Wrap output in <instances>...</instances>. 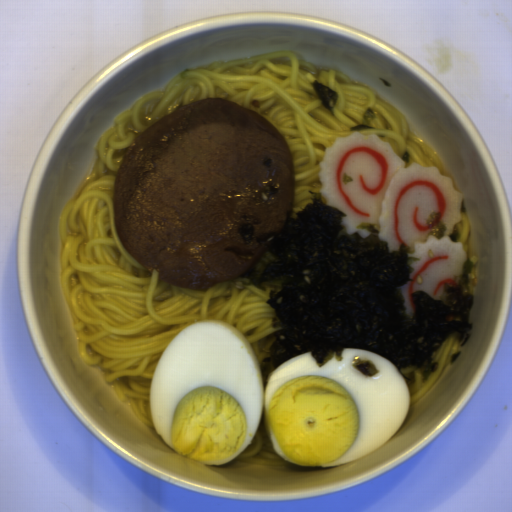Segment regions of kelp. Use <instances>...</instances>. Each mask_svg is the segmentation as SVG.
Listing matches in <instances>:
<instances>
[{"label": "kelp", "instance_id": "99668d17", "mask_svg": "<svg viewBox=\"0 0 512 512\" xmlns=\"http://www.w3.org/2000/svg\"><path fill=\"white\" fill-rule=\"evenodd\" d=\"M311 202L296 218H287L268 242L267 251L246 272L259 290L263 283L280 281L267 303L275 309L270 362L276 369L287 360L310 352L320 368L332 358L340 361L343 348H360L389 359L401 368L417 367L425 384L439 362L433 353L452 333L463 336L462 346L474 326L470 323L475 293L468 274L473 263L466 253L455 284L443 283L434 299L426 290L413 291L415 308L407 316L400 287L413 280L414 267L407 243L389 252L374 223L362 221L355 229L367 230L363 238L349 234L342 224L347 214L322 201V194L307 191Z\"/></svg>", "mask_w": 512, "mask_h": 512}]
</instances>
